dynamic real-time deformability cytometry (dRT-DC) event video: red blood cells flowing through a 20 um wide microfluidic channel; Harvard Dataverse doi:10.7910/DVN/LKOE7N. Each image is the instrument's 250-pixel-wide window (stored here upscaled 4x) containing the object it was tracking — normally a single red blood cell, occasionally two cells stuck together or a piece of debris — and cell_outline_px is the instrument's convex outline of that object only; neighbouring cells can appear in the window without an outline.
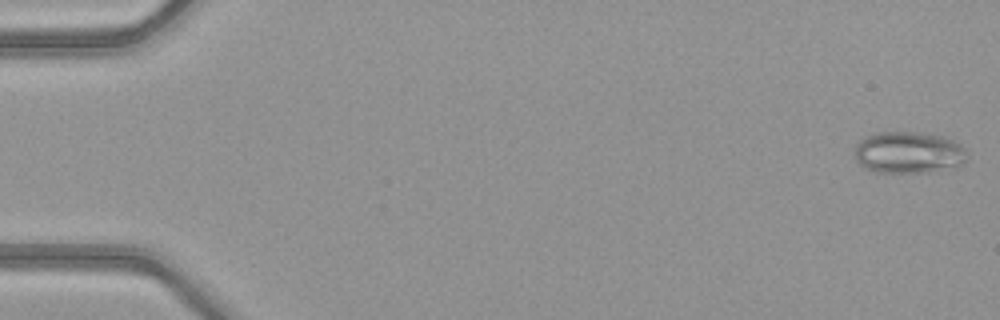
{"species": "common noctule bat (a hibernating species)", "species_latin": "Nyctalus noctula", "temperature_condition": "warm", "stored_images_in_passage": 51, "camera_frame_rate_fps": 3000, "um_per_image_px": 0.085, "animal": {"sex": "female", "body_mass_g": 21.9}, "frame": {"image": 1, "passage_image": 1, "time_ms": 0.0, "image_size_px": [1000, 320], "cell_outline_px": [[968, 160], [960, 164], [924, 172], [876, 172], [860, 164], [856, 160], [856, 144], [860, 140], [876, 132], [916, 132], [944, 136], [960, 144], [964, 148], [968, 156]], "centroid_in_image_um": [77.23, 12.94], "position_along_channel_um": 7.8, "area_um2": 26.93}}
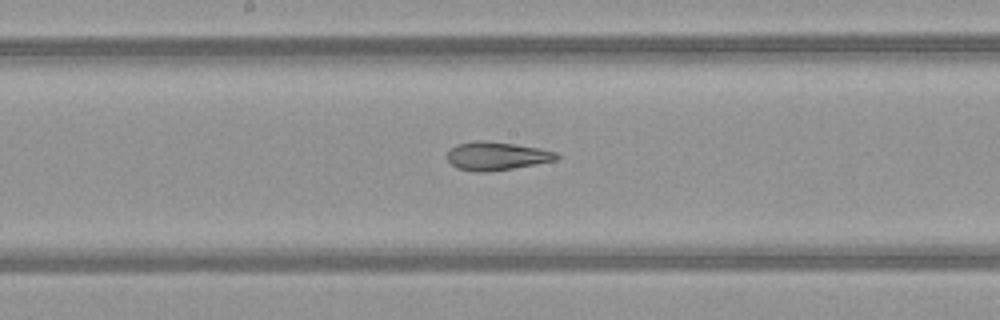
{"frame": {"image": 2, "passage_image": 27, "time_ms": 8.667, "image_size_px": [1000, 320], "cell_outline_px": [[560, 156], [556, 160], [536, 164], [488, 172], [476, 172], [456, 168], [448, 160], [448, 152], [456, 144], [476, 140], [484, 140], [512, 144], [536, 148], [556, 152]], "centroid_in_image_um": [42.18, 13.26], "position_along_channel_um": 206.0, "area_um2": 17.86}}
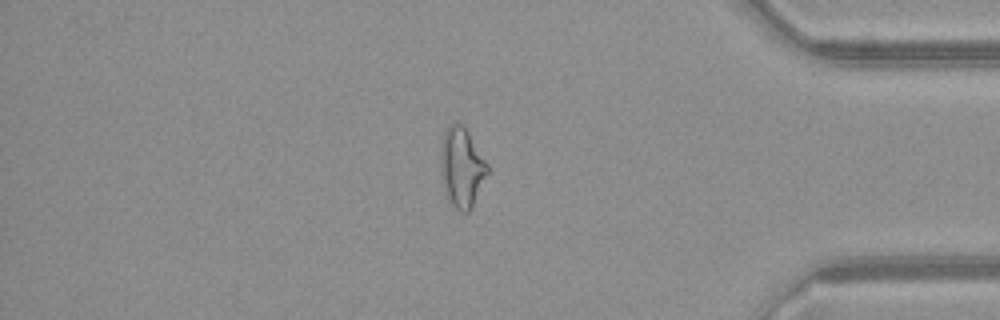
{"frame": {"image": 3, "passage_image": 43, "time_ms": 14.0, "image_size_px": [1000, 320], "cell_outline_px": [[488, 172], [472, 208], [468, 212], [460, 212], [448, 200], [440, 176], [440, 140], [444, 128], [448, 124], [464, 124], [488, 164]], "centroid_in_image_um": [39.21, 14.19], "position_along_channel_um": 396.0, "area_um2": 22.2}, "authors_computed_cell_mechanics": {"area_um2": 22.1374, "velocity_mm_per_s": 4.0983, "shape_relaxation_time_tau1_ms": null, "shape_relaxation_time_tau2_ms": 2.6997, "deformation_change_tau1": null, "deformation_change_tau2": 0.0965}}